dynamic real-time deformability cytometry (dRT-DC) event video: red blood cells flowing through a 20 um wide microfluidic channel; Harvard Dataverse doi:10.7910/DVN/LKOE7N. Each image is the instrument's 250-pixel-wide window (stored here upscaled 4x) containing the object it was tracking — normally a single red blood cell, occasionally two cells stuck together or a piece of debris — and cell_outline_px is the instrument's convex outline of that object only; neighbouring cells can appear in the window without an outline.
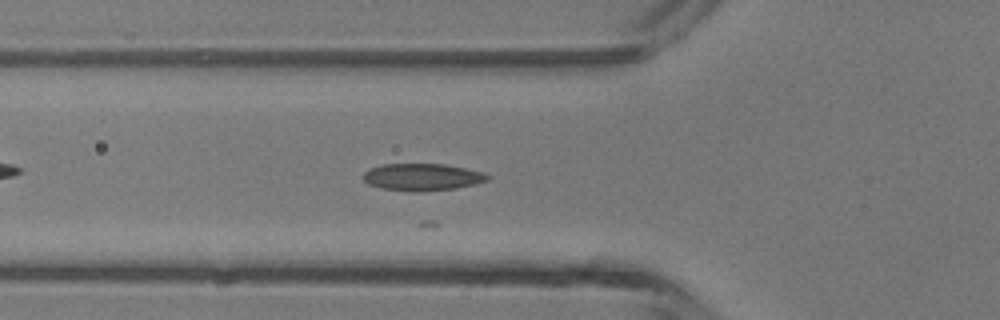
{"species": "common noctule bat (a hibernating species)", "species_latin": "Nyctalus noctula", "temperature_condition": "room temperature", "stored_images_in_passage": 16, "camera_frame_rate_fps": 3000, "um_per_image_px": 0.085, "animal": {"sex": "male", "body_mass_g": 13.3}, "frame": {"image": 1, "passage_image": 7, "time_ms": 2.0, "image_size_px": [1000, 320], "cell_outline_px": [[488, 180], [476, 184], [456, 188], [420, 192], [416, 192], [380, 188], [368, 184], [364, 180], [364, 172], [368, 168], [384, 164], [444, 164], [484, 172], [488, 176]], "centroid_in_image_um": [35.87, 15.05], "position_along_channel_um": 89.9, "area_um2": 19.65}}
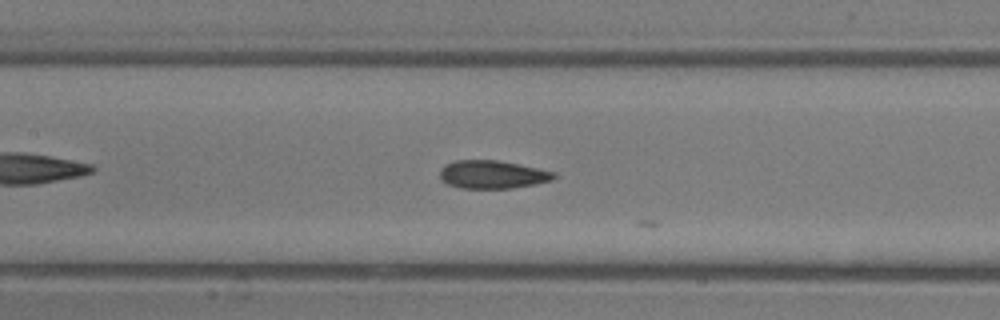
{"frame": {"image": 2, "passage_image": 12, "time_ms": 3.667, "image_size_px": [1000, 320], "cell_outline_px": [[556, 176], [552, 180], [512, 188], [460, 188], [448, 184], [440, 180], [440, 168], [444, 164], [456, 160], [496, 160], [520, 164], [556, 172]], "centroid_in_image_um": [41.82, 14.82], "position_along_channel_um": 165.6, "area_um2": 18.73}}
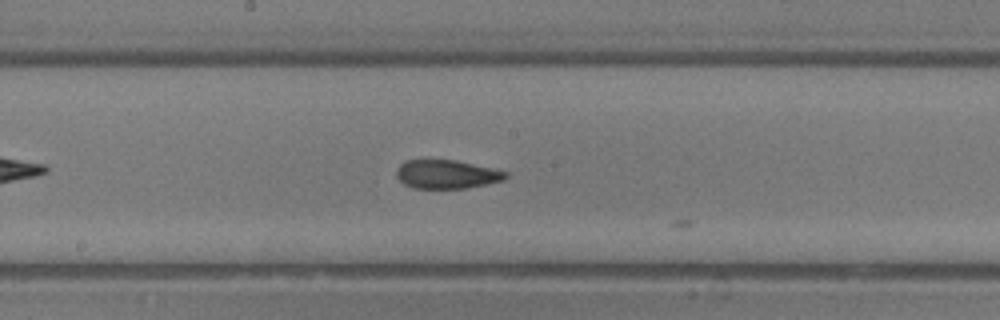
{"frame": {"image": 3, "passage_image": 15, "time_ms": 4.667, "image_size_px": [1000, 320], "cell_outline_px": [[508, 176], [504, 180], [468, 188], [412, 188], [404, 184], [396, 176], [396, 168], [400, 164], [408, 160], [456, 160], [492, 168], [508, 172]], "centroid_in_image_um": [37.96, 14.81], "position_along_channel_um": 210.2, "area_um2": 18.26}}